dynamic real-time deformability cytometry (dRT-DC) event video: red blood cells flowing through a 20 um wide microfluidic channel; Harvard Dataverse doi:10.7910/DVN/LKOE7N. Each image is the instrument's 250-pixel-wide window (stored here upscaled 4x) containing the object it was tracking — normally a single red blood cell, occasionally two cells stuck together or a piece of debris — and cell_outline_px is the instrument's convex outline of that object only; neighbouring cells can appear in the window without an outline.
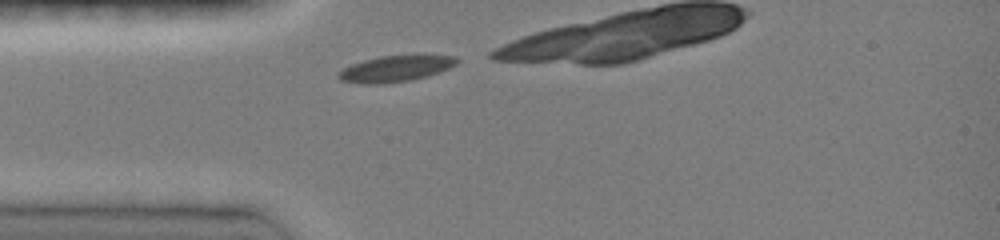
{"species": "common noctule bat (a hibernating species)", "species_latin": "Nyctalus noctula", "temperature_condition": "room temperature", "stored_images_in_passage": 5, "camera_frame_rate_fps": 3000, "um_per_image_px": 0.085, "animal": {"sex": "female", "body_mass_g": 19.0, "forearm_length_mm": 51.5}, "frame": {"image": 1, "passage_image": 1, "time_ms": 0.0, "image_size_px": [1000, 240], "cell_outline_px": [[460, 60], [456, 64], [440, 72], [412, 80], [384, 84], [364, 84], [340, 80], [336, 76], [336, 72], [352, 64], [364, 60], [380, 56], [420, 52], [456, 56]], "centroid_in_image_um": [33.69, 5.79], "position_along_channel_um": 51.3, "area_um2": 18.96}}